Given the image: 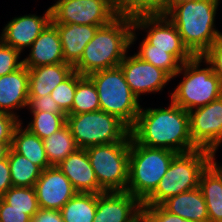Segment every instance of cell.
Returning <instances> with one entry per match:
<instances>
[{
	"mask_svg": "<svg viewBox=\"0 0 222 222\" xmlns=\"http://www.w3.org/2000/svg\"><path fill=\"white\" fill-rule=\"evenodd\" d=\"M130 134L138 144L147 147L164 148L176 153L198 149L191 138L188 111L172 101L167 108L144 110L141 107Z\"/></svg>",
	"mask_w": 222,
	"mask_h": 222,
	"instance_id": "6da1fadb",
	"label": "cell"
},
{
	"mask_svg": "<svg viewBox=\"0 0 222 222\" xmlns=\"http://www.w3.org/2000/svg\"><path fill=\"white\" fill-rule=\"evenodd\" d=\"M133 18L119 14L108 25L99 27L85 46L80 60L73 66L80 75L117 67L137 40Z\"/></svg>",
	"mask_w": 222,
	"mask_h": 222,
	"instance_id": "7a4b0ae2",
	"label": "cell"
},
{
	"mask_svg": "<svg viewBox=\"0 0 222 222\" xmlns=\"http://www.w3.org/2000/svg\"><path fill=\"white\" fill-rule=\"evenodd\" d=\"M220 0H190L173 5L165 15L194 56H202L222 33L215 26Z\"/></svg>",
	"mask_w": 222,
	"mask_h": 222,
	"instance_id": "3957f363",
	"label": "cell"
},
{
	"mask_svg": "<svg viewBox=\"0 0 222 222\" xmlns=\"http://www.w3.org/2000/svg\"><path fill=\"white\" fill-rule=\"evenodd\" d=\"M216 156L204 149L178 153L171 161L157 188L142 202V205H161L169 197L199 187L202 172Z\"/></svg>",
	"mask_w": 222,
	"mask_h": 222,
	"instance_id": "277c9868",
	"label": "cell"
},
{
	"mask_svg": "<svg viewBox=\"0 0 222 222\" xmlns=\"http://www.w3.org/2000/svg\"><path fill=\"white\" fill-rule=\"evenodd\" d=\"M177 154L168 149L138 144L131 137L126 192L142 203L157 188Z\"/></svg>",
	"mask_w": 222,
	"mask_h": 222,
	"instance_id": "5b68a950",
	"label": "cell"
},
{
	"mask_svg": "<svg viewBox=\"0 0 222 222\" xmlns=\"http://www.w3.org/2000/svg\"><path fill=\"white\" fill-rule=\"evenodd\" d=\"M201 62L205 63V68H200ZM180 74L183 75V79L170 93V100L186 111L203 107L222 96L219 78L202 57L196 56L183 63L173 78Z\"/></svg>",
	"mask_w": 222,
	"mask_h": 222,
	"instance_id": "8992f818",
	"label": "cell"
},
{
	"mask_svg": "<svg viewBox=\"0 0 222 222\" xmlns=\"http://www.w3.org/2000/svg\"><path fill=\"white\" fill-rule=\"evenodd\" d=\"M88 77L97 90L100 110L116 116L131 129L142 105L126 82L120 66L94 72Z\"/></svg>",
	"mask_w": 222,
	"mask_h": 222,
	"instance_id": "52a82bcc",
	"label": "cell"
},
{
	"mask_svg": "<svg viewBox=\"0 0 222 222\" xmlns=\"http://www.w3.org/2000/svg\"><path fill=\"white\" fill-rule=\"evenodd\" d=\"M67 125L76 145L81 149L131 141L130 128L116 116L102 110L67 114Z\"/></svg>",
	"mask_w": 222,
	"mask_h": 222,
	"instance_id": "ba28073f",
	"label": "cell"
},
{
	"mask_svg": "<svg viewBox=\"0 0 222 222\" xmlns=\"http://www.w3.org/2000/svg\"><path fill=\"white\" fill-rule=\"evenodd\" d=\"M99 186L105 191H126L130 141L96 145L86 149Z\"/></svg>",
	"mask_w": 222,
	"mask_h": 222,
	"instance_id": "9c48e42d",
	"label": "cell"
},
{
	"mask_svg": "<svg viewBox=\"0 0 222 222\" xmlns=\"http://www.w3.org/2000/svg\"><path fill=\"white\" fill-rule=\"evenodd\" d=\"M52 23L105 26L118 15L116 0H57Z\"/></svg>",
	"mask_w": 222,
	"mask_h": 222,
	"instance_id": "30bf717a",
	"label": "cell"
},
{
	"mask_svg": "<svg viewBox=\"0 0 222 222\" xmlns=\"http://www.w3.org/2000/svg\"><path fill=\"white\" fill-rule=\"evenodd\" d=\"M133 18V28L147 32L144 39L152 49L168 50L181 64L190 61L194 56L182 42L175 25L165 14H140Z\"/></svg>",
	"mask_w": 222,
	"mask_h": 222,
	"instance_id": "8fae6325",
	"label": "cell"
},
{
	"mask_svg": "<svg viewBox=\"0 0 222 222\" xmlns=\"http://www.w3.org/2000/svg\"><path fill=\"white\" fill-rule=\"evenodd\" d=\"M188 115L193 144L216 155L222 143V96Z\"/></svg>",
	"mask_w": 222,
	"mask_h": 222,
	"instance_id": "7c38bea8",
	"label": "cell"
},
{
	"mask_svg": "<svg viewBox=\"0 0 222 222\" xmlns=\"http://www.w3.org/2000/svg\"><path fill=\"white\" fill-rule=\"evenodd\" d=\"M119 66L130 89L138 98L146 93L162 91L172 79L165 71L140 59L136 54H126Z\"/></svg>",
	"mask_w": 222,
	"mask_h": 222,
	"instance_id": "4fadbf2b",
	"label": "cell"
},
{
	"mask_svg": "<svg viewBox=\"0 0 222 222\" xmlns=\"http://www.w3.org/2000/svg\"><path fill=\"white\" fill-rule=\"evenodd\" d=\"M41 209L60 210L78 192L57 166L44 169L34 185Z\"/></svg>",
	"mask_w": 222,
	"mask_h": 222,
	"instance_id": "5bb4252c",
	"label": "cell"
},
{
	"mask_svg": "<svg viewBox=\"0 0 222 222\" xmlns=\"http://www.w3.org/2000/svg\"><path fill=\"white\" fill-rule=\"evenodd\" d=\"M51 21V7L45 11L43 16L28 14L14 17L3 28L0 40L22 53L25 51L24 48H30Z\"/></svg>",
	"mask_w": 222,
	"mask_h": 222,
	"instance_id": "9a60e30c",
	"label": "cell"
},
{
	"mask_svg": "<svg viewBox=\"0 0 222 222\" xmlns=\"http://www.w3.org/2000/svg\"><path fill=\"white\" fill-rule=\"evenodd\" d=\"M141 212L142 203L129 192H103L97 194L93 222H132Z\"/></svg>",
	"mask_w": 222,
	"mask_h": 222,
	"instance_id": "2e32d148",
	"label": "cell"
},
{
	"mask_svg": "<svg viewBox=\"0 0 222 222\" xmlns=\"http://www.w3.org/2000/svg\"><path fill=\"white\" fill-rule=\"evenodd\" d=\"M57 167L69 179L78 193L100 194L105 192L98 184L86 149L78 148Z\"/></svg>",
	"mask_w": 222,
	"mask_h": 222,
	"instance_id": "e0dca14e",
	"label": "cell"
},
{
	"mask_svg": "<svg viewBox=\"0 0 222 222\" xmlns=\"http://www.w3.org/2000/svg\"><path fill=\"white\" fill-rule=\"evenodd\" d=\"M28 86L29 69L24 65L13 73L0 76V112L18 118L16 110L28 104Z\"/></svg>",
	"mask_w": 222,
	"mask_h": 222,
	"instance_id": "ac0fdd59",
	"label": "cell"
},
{
	"mask_svg": "<svg viewBox=\"0 0 222 222\" xmlns=\"http://www.w3.org/2000/svg\"><path fill=\"white\" fill-rule=\"evenodd\" d=\"M30 53L23 59L27 68L65 63L57 27L50 22L30 46Z\"/></svg>",
	"mask_w": 222,
	"mask_h": 222,
	"instance_id": "d6986e66",
	"label": "cell"
},
{
	"mask_svg": "<svg viewBox=\"0 0 222 222\" xmlns=\"http://www.w3.org/2000/svg\"><path fill=\"white\" fill-rule=\"evenodd\" d=\"M59 32L65 63L74 66L99 26L53 23Z\"/></svg>",
	"mask_w": 222,
	"mask_h": 222,
	"instance_id": "ffe728a7",
	"label": "cell"
},
{
	"mask_svg": "<svg viewBox=\"0 0 222 222\" xmlns=\"http://www.w3.org/2000/svg\"><path fill=\"white\" fill-rule=\"evenodd\" d=\"M28 69V97L50 95L58 84L74 72V67L68 63L50 64Z\"/></svg>",
	"mask_w": 222,
	"mask_h": 222,
	"instance_id": "44dd1931",
	"label": "cell"
},
{
	"mask_svg": "<svg viewBox=\"0 0 222 222\" xmlns=\"http://www.w3.org/2000/svg\"><path fill=\"white\" fill-rule=\"evenodd\" d=\"M199 188L207 205L209 222H222V165L215 159L202 172Z\"/></svg>",
	"mask_w": 222,
	"mask_h": 222,
	"instance_id": "7402d4cb",
	"label": "cell"
},
{
	"mask_svg": "<svg viewBox=\"0 0 222 222\" xmlns=\"http://www.w3.org/2000/svg\"><path fill=\"white\" fill-rule=\"evenodd\" d=\"M167 211L192 222H209L207 205L199 187L169 197L161 204Z\"/></svg>",
	"mask_w": 222,
	"mask_h": 222,
	"instance_id": "603a6c76",
	"label": "cell"
},
{
	"mask_svg": "<svg viewBox=\"0 0 222 222\" xmlns=\"http://www.w3.org/2000/svg\"><path fill=\"white\" fill-rule=\"evenodd\" d=\"M22 124L24 123L21 120L14 130L11 148L16 153L29 159L42 171L51 167L46 157L43 140L27 128H24Z\"/></svg>",
	"mask_w": 222,
	"mask_h": 222,
	"instance_id": "cb8c5ba5",
	"label": "cell"
},
{
	"mask_svg": "<svg viewBox=\"0 0 222 222\" xmlns=\"http://www.w3.org/2000/svg\"><path fill=\"white\" fill-rule=\"evenodd\" d=\"M97 209V194L77 193L60 209L64 222H93Z\"/></svg>",
	"mask_w": 222,
	"mask_h": 222,
	"instance_id": "d4e9b609",
	"label": "cell"
},
{
	"mask_svg": "<svg viewBox=\"0 0 222 222\" xmlns=\"http://www.w3.org/2000/svg\"><path fill=\"white\" fill-rule=\"evenodd\" d=\"M43 144L46 157L51 166H57L68 155L74 153L78 149L67 124L57 132L43 139Z\"/></svg>",
	"mask_w": 222,
	"mask_h": 222,
	"instance_id": "484cf974",
	"label": "cell"
},
{
	"mask_svg": "<svg viewBox=\"0 0 222 222\" xmlns=\"http://www.w3.org/2000/svg\"><path fill=\"white\" fill-rule=\"evenodd\" d=\"M8 163L11 173L12 186L34 187L42 170L26 157L10 148Z\"/></svg>",
	"mask_w": 222,
	"mask_h": 222,
	"instance_id": "4316f807",
	"label": "cell"
},
{
	"mask_svg": "<svg viewBox=\"0 0 222 222\" xmlns=\"http://www.w3.org/2000/svg\"><path fill=\"white\" fill-rule=\"evenodd\" d=\"M100 110L98 93L93 81L76 72V90L72 109L68 114H80Z\"/></svg>",
	"mask_w": 222,
	"mask_h": 222,
	"instance_id": "83f0119b",
	"label": "cell"
},
{
	"mask_svg": "<svg viewBox=\"0 0 222 222\" xmlns=\"http://www.w3.org/2000/svg\"><path fill=\"white\" fill-rule=\"evenodd\" d=\"M139 51L135 54L142 60L149 62L157 68L165 71L173 80V77L180 70L181 63L168 50L152 49L145 39L141 41Z\"/></svg>",
	"mask_w": 222,
	"mask_h": 222,
	"instance_id": "f1b7e54d",
	"label": "cell"
},
{
	"mask_svg": "<svg viewBox=\"0 0 222 222\" xmlns=\"http://www.w3.org/2000/svg\"><path fill=\"white\" fill-rule=\"evenodd\" d=\"M33 119L25 128L36 134L42 140L67 124L66 114H57L43 111H30Z\"/></svg>",
	"mask_w": 222,
	"mask_h": 222,
	"instance_id": "f546056e",
	"label": "cell"
},
{
	"mask_svg": "<svg viewBox=\"0 0 222 222\" xmlns=\"http://www.w3.org/2000/svg\"><path fill=\"white\" fill-rule=\"evenodd\" d=\"M1 198L11 208L27 211L30 218L40 209L34 187L12 186Z\"/></svg>",
	"mask_w": 222,
	"mask_h": 222,
	"instance_id": "4dcf8cb0",
	"label": "cell"
},
{
	"mask_svg": "<svg viewBox=\"0 0 222 222\" xmlns=\"http://www.w3.org/2000/svg\"><path fill=\"white\" fill-rule=\"evenodd\" d=\"M119 14L134 17L140 14H165L168 0H116Z\"/></svg>",
	"mask_w": 222,
	"mask_h": 222,
	"instance_id": "1f68e13d",
	"label": "cell"
},
{
	"mask_svg": "<svg viewBox=\"0 0 222 222\" xmlns=\"http://www.w3.org/2000/svg\"><path fill=\"white\" fill-rule=\"evenodd\" d=\"M76 90V71H74L67 79L58 84L50 96L58 104L60 109L67 115L73 105L74 94Z\"/></svg>",
	"mask_w": 222,
	"mask_h": 222,
	"instance_id": "d6a6232c",
	"label": "cell"
},
{
	"mask_svg": "<svg viewBox=\"0 0 222 222\" xmlns=\"http://www.w3.org/2000/svg\"><path fill=\"white\" fill-rule=\"evenodd\" d=\"M21 53L4 44L0 40V76L13 73L23 66V60H19Z\"/></svg>",
	"mask_w": 222,
	"mask_h": 222,
	"instance_id": "836d02e7",
	"label": "cell"
},
{
	"mask_svg": "<svg viewBox=\"0 0 222 222\" xmlns=\"http://www.w3.org/2000/svg\"><path fill=\"white\" fill-rule=\"evenodd\" d=\"M144 222H192L170 213L162 205H142Z\"/></svg>",
	"mask_w": 222,
	"mask_h": 222,
	"instance_id": "e575fe53",
	"label": "cell"
},
{
	"mask_svg": "<svg viewBox=\"0 0 222 222\" xmlns=\"http://www.w3.org/2000/svg\"><path fill=\"white\" fill-rule=\"evenodd\" d=\"M201 57L212 67L222 85V36L215 40Z\"/></svg>",
	"mask_w": 222,
	"mask_h": 222,
	"instance_id": "d590c367",
	"label": "cell"
},
{
	"mask_svg": "<svg viewBox=\"0 0 222 222\" xmlns=\"http://www.w3.org/2000/svg\"><path fill=\"white\" fill-rule=\"evenodd\" d=\"M27 107L28 110L30 109L31 111L65 114L52 97L47 94L43 97H28Z\"/></svg>",
	"mask_w": 222,
	"mask_h": 222,
	"instance_id": "8d00e7d4",
	"label": "cell"
},
{
	"mask_svg": "<svg viewBox=\"0 0 222 222\" xmlns=\"http://www.w3.org/2000/svg\"><path fill=\"white\" fill-rule=\"evenodd\" d=\"M0 222H31V218L27 211L11 208V205L0 197Z\"/></svg>",
	"mask_w": 222,
	"mask_h": 222,
	"instance_id": "74e56055",
	"label": "cell"
},
{
	"mask_svg": "<svg viewBox=\"0 0 222 222\" xmlns=\"http://www.w3.org/2000/svg\"><path fill=\"white\" fill-rule=\"evenodd\" d=\"M20 121V118L0 112V142H12L14 130Z\"/></svg>",
	"mask_w": 222,
	"mask_h": 222,
	"instance_id": "f35d334b",
	"label": "cell"
},
{
	"mask_svg": "<svg viewBox=\"0 0 222 222\" xmlns=\"http://www.w3.org/2000/svg\"><path fill=\"white\" fill-rule=\"evenodd\" d=\"M31 222H64L60 210L39 209L31 218Z\"/></svg>",
	"mask_w": 222,
	"mask_h": 222,
	"instance_id": "ab89813d",
	"label": "cell"
},
{
	"mask_svg": "<svg viewBox=\"0 0 222 222\" xmlns=\"http://www.w3.org/2000/svg\"><path fill=\"white\" fill-rule=\"evenodd\" d=\"M12 187L8 157L0 160V197Z\"/></svg>",
	"mask_w": 222,
	"mask_h": 222,
	"instance_id": "60d3db41",
	"label": "cell"
},
{
	"mask_svg": "<svg viewBox=\"0 0 222 222\" xmlns=\"http://www.w3.org/2000/svg\"><path fill=\"white\" fill-rule=\"evenodd\" d=\"M12 142H0V160L7 158Z\"/></svg>",
	"mask_w": 222,
	"mask_h": 222,
	"instance_id": "b9f144b4",
	"label": "cell"
},
{
	"mask_svg": "<svg viewBox=\"0 0 222 222\" xmlns=\"http://www.w3.org/2000/svg\"><path fill=\"white\" fill-rule=\"evenodd\" d=\"M184 1H190V0H168V10H169L173 5L179 4V3L184 2Z\"/></svg>",
	"mask_w": 222,
	"mask_h": 222,
	"instance_id": "7bdbcfd3",
	"label": "cell"
},
{
	"mask_svg": "<svg viewBox=\"0 0 222 222\" xmlns=\"http://www.w3.org/2000/svg\"><path fill=\"white\" fill-rule=\"evenodd\" d=\"M132 222H144V217L142 212Z\"/></svg>",
	"mask_w": 222,
	"mask_h": 222,
	"instance_id": "ee69618b",
	"label": "cell"
}]
</instances>
